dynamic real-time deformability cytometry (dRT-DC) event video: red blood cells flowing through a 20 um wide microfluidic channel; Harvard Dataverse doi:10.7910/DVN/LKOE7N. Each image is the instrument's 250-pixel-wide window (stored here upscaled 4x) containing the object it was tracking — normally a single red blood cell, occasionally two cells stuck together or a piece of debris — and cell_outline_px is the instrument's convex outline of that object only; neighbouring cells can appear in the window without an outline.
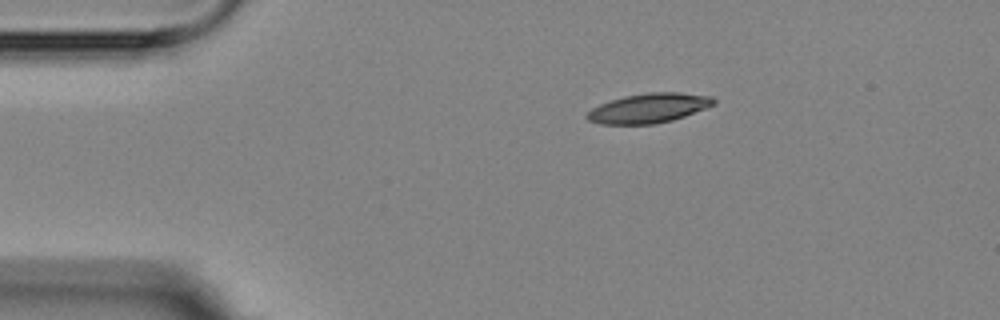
{"species": "Egyptian fruit bat (a non-hibernating species)", "species_latin": "Rousettus aegyptiacus", "temperature_condition": "room temperature", "stored_images_in_passage": 3, "camera_frame_rate_fps": 3000, "um_per_image_px": 0.085, "animal": {"sex": "female"}, "frame": {"image": 1, "passage_image": 3, "time_ms": 2.667, "image_size_px": [1000, 320], "cell_outline_px": [[716, 104], [684, 116], [672, 120], [656, 124], [600, 124], [588, 120], [584, 116], [592, 108], [600, 104], [624, 96], [648, 92], [680, 92], [712, 96], [716, 100]], "centroid_in_image_um": [55.16, 9.19], "position_along_channel_um": 29.8, "area_um2": 21.85}}